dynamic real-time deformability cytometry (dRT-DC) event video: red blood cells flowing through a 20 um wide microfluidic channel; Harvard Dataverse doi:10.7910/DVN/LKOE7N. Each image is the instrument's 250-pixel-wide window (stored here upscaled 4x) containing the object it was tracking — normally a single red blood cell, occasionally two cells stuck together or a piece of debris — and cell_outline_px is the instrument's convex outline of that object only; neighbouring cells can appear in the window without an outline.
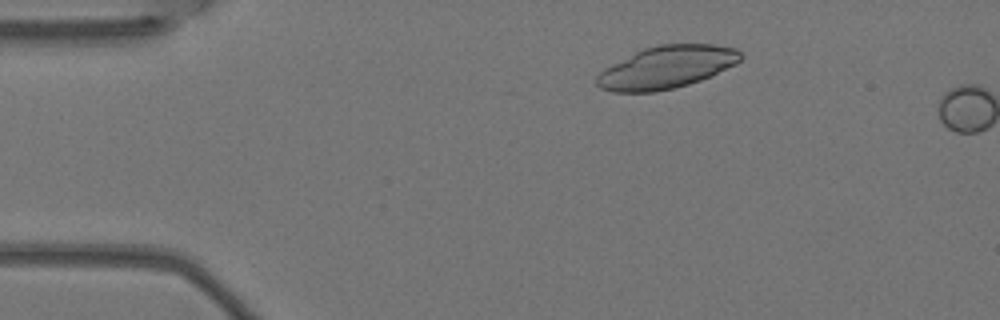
{"species": "Egyptian fruit bat (a non-hibernating species)", "species_latin": "Rousettus aegyptiacus", "temperature_condition": "warm", "stored_images_in_passage": 4, "camera_frame_rate_fps": 3000, "um_per_image_px": 0.085, "animal": {"sex": "female"}, "frame": {"image": 1, "passage_image": 3, "time_ms": 0.667, "image_size_px": [1000, 320], "cell_outline_px": [[744, 56], [736, 64], [712, 76], [688, 84], [672, 88], [652, 92], [612, 92], [600, 88], [596, 84], [596, 76], [604, 68], [644, 48], [660, 44], [712, 44], [736, 48]], "centroid_in_image_um": [56.67, 5.72], "position_along_channel_um": 28.3, "area_um2": 35.55}}